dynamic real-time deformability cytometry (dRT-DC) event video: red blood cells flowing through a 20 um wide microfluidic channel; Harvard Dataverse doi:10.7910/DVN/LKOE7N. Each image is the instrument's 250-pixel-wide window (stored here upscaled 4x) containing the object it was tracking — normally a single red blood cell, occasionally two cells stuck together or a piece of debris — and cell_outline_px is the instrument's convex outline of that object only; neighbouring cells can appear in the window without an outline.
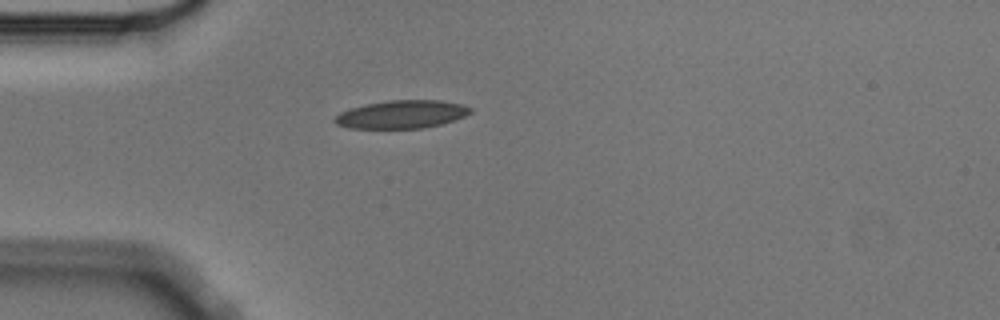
{"species": "Egyptian fruit bat (a non-hibernating species)", "species_latin": "Rousettus aegyptiacus", "temperature_condition": "cold", "stored_images_in_passage": 3, "camera_frame_rate_fps": 3000, "um_per_image_px": 0.085, "animal": {"sex": "male"}, "frame": {"image": 1, "passage_image": 3, "time_ms": 0.667, "image_size_px": [1000, 320], "cell_outline_px": [[472, 112], [464, 116], [440, 124], [424, 128], [348, 128], [336, 124], [332, 120], [340, 112], [364, 104], [388, 100], [440, 100], [460, 104], [472, 108]], "centroid_in_image_um": [34.11, 9.71], "position_along_channel_um": 50.9, "area_um2": 22.08}}